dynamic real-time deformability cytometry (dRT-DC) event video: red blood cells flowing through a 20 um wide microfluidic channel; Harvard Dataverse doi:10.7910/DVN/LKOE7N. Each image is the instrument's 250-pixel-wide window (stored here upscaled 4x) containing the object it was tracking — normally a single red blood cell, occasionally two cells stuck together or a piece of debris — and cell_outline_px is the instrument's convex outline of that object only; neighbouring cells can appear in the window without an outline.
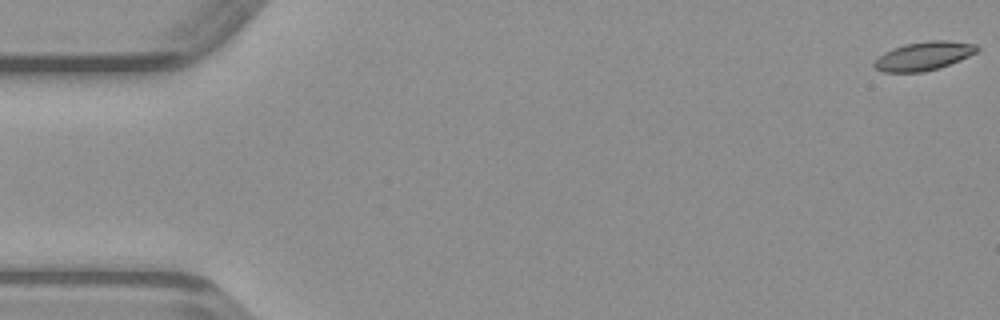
{"species": "common noctule bat (a hibernating species)", "species_latin": "Nyctalus noctula", "temperature_condition": "warm", "stored_images_in_passage": 49, "camera_frame_rate_fps": 3000, "um_per_image_px": 0.085, "animal": {"sex": "male", "body_mass_g": 23.1, "forearm_length_mm": 52.7}, "frame": {"image": 1, "passage_image": 1, "time_ms": 0.0, "image_size_px": [1000, 320], "cell_outline_px": [[980, 48], [976, 52], [960, 60], [940, 68], [924, 72], [884, 72], [876, 68], [872, 64], [884, 52], [892, 48], [904, 44], [928, 40], [948, 40], [976, 44]], "centroid_in_image_um": [78.53, 4.75], "position_along_channel_um": 6.5, "area_um2": 17.22}}
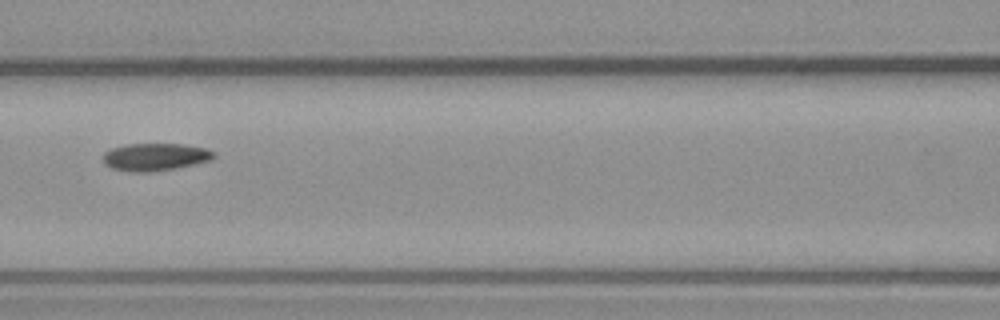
{"frame": {"image": 2, "passage_image": 22, "time_ms": 7.0, "image_size_px": [1000, 320], "cell_outline_px": [[216, 156], [212, 160], [176, 168], [152, 172], [132, 172], [112, 168], [104, 164], [104, 152], [112, 148], [128, 144], [184, 144], [204, 148], [216, 152]], "centroid_in_image_um": [13.22, 13.34], "position_along_channel_um": 153.4, "area_um2": 17.8}}
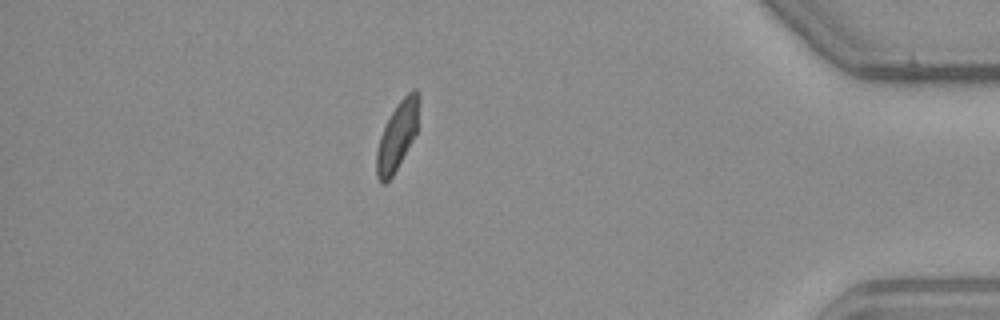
{"frame": {"image": 3, "passage_image": 43, "time_ms": 14.0, "image_size_px": [1000, 320], "cell_outline_px": [[420, 100], [416, 132], [412, 140], [392, 176], [384, 184], [380, 184], [376, 176], [376, 152], [380, 136], [392, 112], [400, 100], [412, 88], [416, 88], [420, 92]], "centroid_in_image_um": [33.77, 11.51], "position_along_channel_um": 401.4, "area_um2": 16.7}}